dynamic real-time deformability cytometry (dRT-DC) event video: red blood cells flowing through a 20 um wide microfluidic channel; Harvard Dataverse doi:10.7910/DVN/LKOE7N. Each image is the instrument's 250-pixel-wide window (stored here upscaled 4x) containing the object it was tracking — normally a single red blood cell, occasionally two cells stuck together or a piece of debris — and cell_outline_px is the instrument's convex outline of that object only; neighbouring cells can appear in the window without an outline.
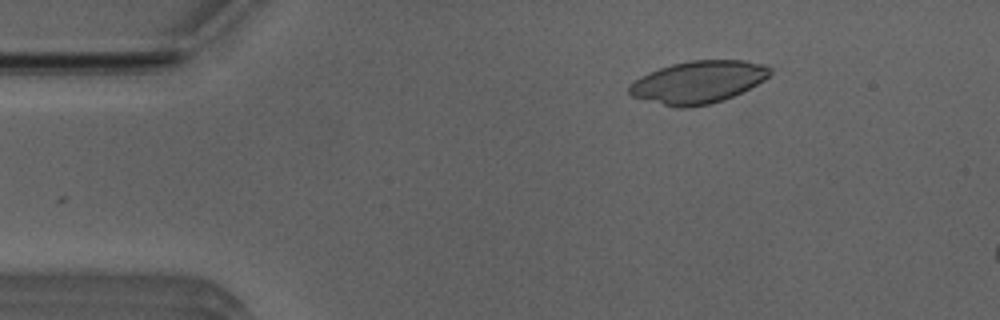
{"species": "Egyptian fruit bat (a non-hibernating species)", "species_latin": "Rousettus aegyptiacus", "temperature_condition": "room temperature", "stored_images_in_passage": 7, "camera_frame_rate_fps": 3000, "um_per_image_px": 0.085, "animal": {"sex": "male"}, "frame": {"image": 1, "passage_image": 1, "time_ms": 0.0, "image_size_px": [1000, 320], "cell_outline_px": [[772, 72], [764, 80], [724, 100], [708, 104], [688, 108], [676, 108], [632, 96], [628, 92], [628, 88], [636, 80], [648, 72], [672, 64], [688, 60], [744, 60], [768, 64], [772, 68]], "centroid_in_image_um": [59.38, 6.96], "position_along_channel_um": 25.6, "area_um2": 34.68}}